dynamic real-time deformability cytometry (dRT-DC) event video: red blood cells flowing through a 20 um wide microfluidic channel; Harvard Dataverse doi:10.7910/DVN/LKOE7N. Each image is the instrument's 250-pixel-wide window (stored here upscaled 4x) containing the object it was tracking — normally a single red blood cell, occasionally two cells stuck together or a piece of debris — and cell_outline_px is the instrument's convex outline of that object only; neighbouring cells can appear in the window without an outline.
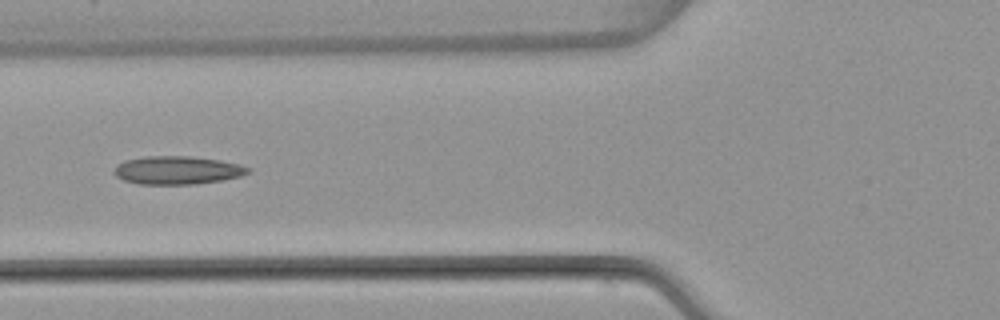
{"species": "common noctule bat (a hibernating species)", "species_latin": "Nyctalus noctula", "temperature_condition": "warm", "stored_images_in_passage": 4, "camera_frame_rate_fps": 3000, "um_per_image_px": 0.085, "animal": {"sex": "female", "body_mass_g": 22.7, "forearm_length_mm": 54.2}, "frame": {"image": 1, "passage_image": 4, "time_ms": 5.667, "image_size_px": [1000, 320], "cell_outline_px": [[248, 172], [240, 176], [220, 180], [196, 184], [140, 184], [124, 180], [116, 176], [112, 172], [116, 164], [124, 160], [144, 156], [188, 156], [220, 160], [240, 164], [248, 168]], "centroid_in_image_um": [15.0, 14.46], "position_along_channel_um": 110.8, "area_um2": 21.96}}